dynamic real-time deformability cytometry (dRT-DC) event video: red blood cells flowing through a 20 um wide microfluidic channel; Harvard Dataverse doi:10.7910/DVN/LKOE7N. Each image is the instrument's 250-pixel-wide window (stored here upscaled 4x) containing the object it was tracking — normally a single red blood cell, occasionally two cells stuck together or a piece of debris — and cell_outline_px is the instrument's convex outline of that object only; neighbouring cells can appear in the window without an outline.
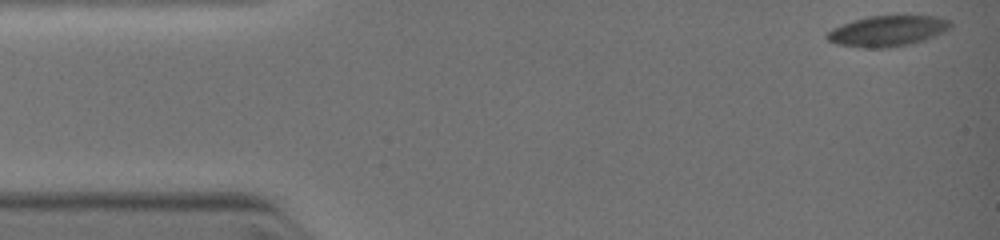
{"species": "common noctule bat (a hibernating species)", "species_latin": "Nyctalus noctula", "temperature_condition": "warm", "stored_images_in_passage": 12, "camera_frame_rate_fps": 3000, "um_per_image_px": 0.085, "animal": {"sex": "female", "body_mass_g": 19.0, "forearm_length_mm": 51.5}, "frame": {"image": 1, "passage_image": 1, "time_ms": 0.0, "image_size_px": [1000, 240], "cell_outline_px": [[952, 24], [944, 32], [924, 40], [908, 44], [888, 48], [864, 48], [836, 44], [828, 40], [824, 36], [832, 28], [856, 20], [872, 16], [936, 16], [952, 20]], "centroid_in_image_um": [75.45, 2.64], "position_along_channel_um": 9.6, "area_um2": 21.91}}
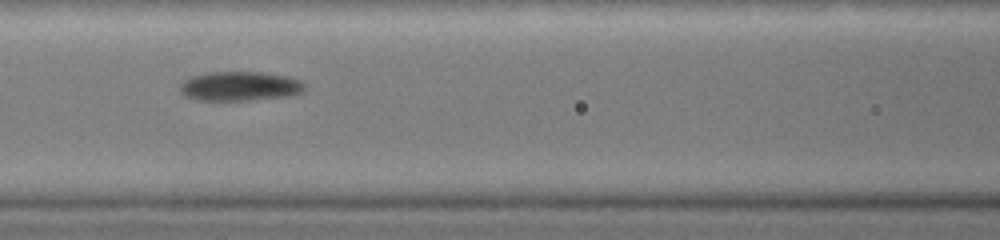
{"frame": {"image": 2, "passage_image": 11, "time_ms": 5.0, "image_size_px": [1000, 240], "cell_outline_px": [[304, 92], [292, 96], [248, 100], [196, 100], [184, 96], [180, 92], [180, 84], [184, 80], [192, 76], [212, 72], [260, 72], [284, 76], [300, 80], [304, 84]], "centroid_in_image_um": [20.38, 7.34], "position_along_channel_um": 146.2, "area_um2": 21.33}}
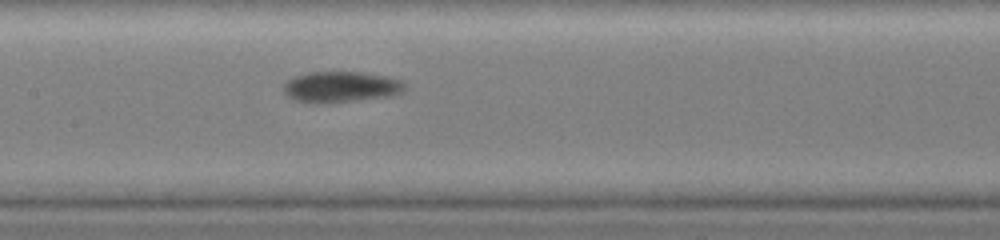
{"frame": {"image": 3, "passage_image": 12, "time_ms": 5.667, "image_size_px": [1000, 240], "cell_outline_px": [[404, 92], [388, 96], [328, 104], [312, 104], [292, 100], [284, 92], [284, 84], [288, 80], [296, 76], [312, 72], [364, 72], [388, 76], [400, 80], [404, 84]], "centroid_in_image_um": [28.96, 7.41], "position_along_channel_um": 178.4, "area_um2": 22.08}}